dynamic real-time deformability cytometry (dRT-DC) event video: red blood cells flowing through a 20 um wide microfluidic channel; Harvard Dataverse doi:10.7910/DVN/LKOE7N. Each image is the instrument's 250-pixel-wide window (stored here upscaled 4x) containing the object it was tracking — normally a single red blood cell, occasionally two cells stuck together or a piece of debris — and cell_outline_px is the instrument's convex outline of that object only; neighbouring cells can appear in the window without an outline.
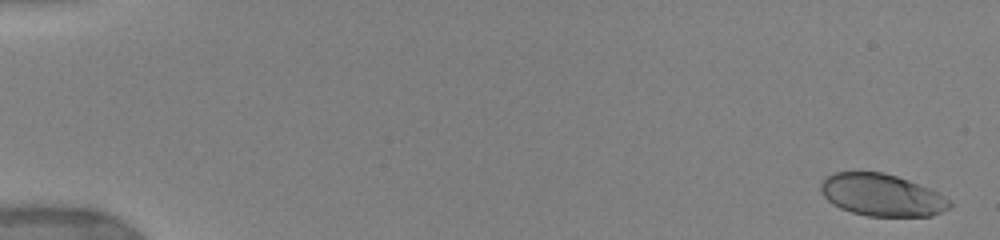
{"species": "human", "species_latin": "Homo sapiens", "temperature_condition": "warm", "stored_images_in_passage": 68, "camera_frame_rate_fps": 3000, "um_per_image_px": 0.085, "donor": {"sex": "female"}, "frame": {"image": 1, "passage_image": 2, "time_ms": 0.333, "image_size_px": [1000, 240], "cell_outline_px": [[952, 204], [948, 208], [932, 216], [868, 216], [852, 212], [840, 208], [832, 204], [824, 196], [820, 188], [820, 184], [832, 172], [884, 172], [908, 180], [928, 188], [936, 192], [948, 200]], "centroid_in_image_um": [74.92, 16.58], "position_along_channel_um": 10.1, "area_um2": 31.33}}
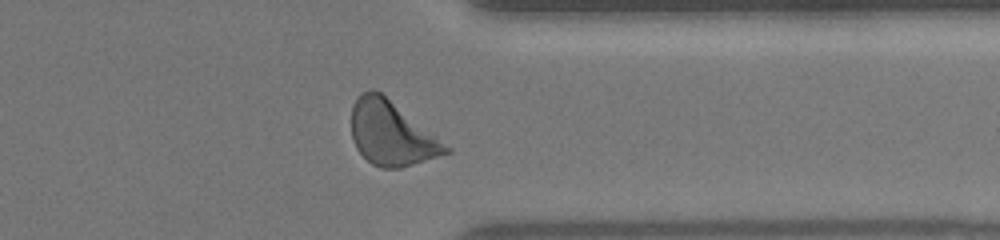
{"frame": {"image": 2, "passage_image": 54, "time_ms": 14.0, "image_size_px": [1000, 240], "cell_outline_px": [[452, 152], [400, 168], [380, 168], [372, 164], [356, 148], [352, 140], [352, 104], [360, 92], [368, 88], [372, 88], [380, 92], [452, 148]], "centroid_in_image_um": [33.25, 11.33], "position_along_channel_um": 378.1, "area_um2": 35.14}}
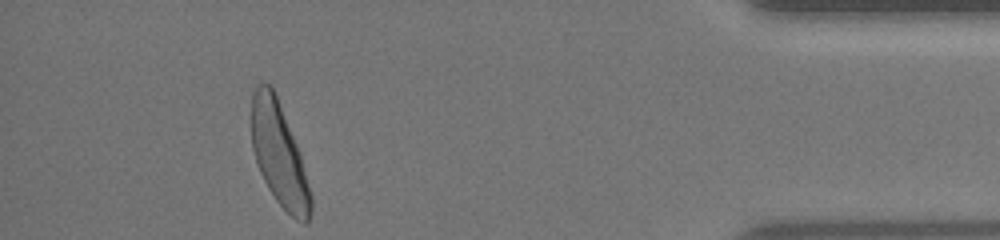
{"frame": {"image": 3, "passage_image": 62, "time_ms": 16.0, "image_size_px": [1000, 240], "cell_outline_px": [[312, 212], [308, 224], [304, 224], [296, 220], [276, 200], [268, 188], [260, 172], [252, 148], [252, 92], [256, 84], [272, 84], [300, 152], [312, 196]], "centroid_in_image_um": [23.74, 13.14], "position_along_channel_um": 411.5, "area_um2": 35.6}, "authors_computed_cell_mechanics": {"area_um2": 34.0442, "velocity_mm_per_s": 3.8863, "shape_relaxation_time_tau1_ms": 2.2208, "shape_relaxation_time_tau2_ms": null, "deformation_change_tau1": 0.1567, "deformation_change_tau2": null}}